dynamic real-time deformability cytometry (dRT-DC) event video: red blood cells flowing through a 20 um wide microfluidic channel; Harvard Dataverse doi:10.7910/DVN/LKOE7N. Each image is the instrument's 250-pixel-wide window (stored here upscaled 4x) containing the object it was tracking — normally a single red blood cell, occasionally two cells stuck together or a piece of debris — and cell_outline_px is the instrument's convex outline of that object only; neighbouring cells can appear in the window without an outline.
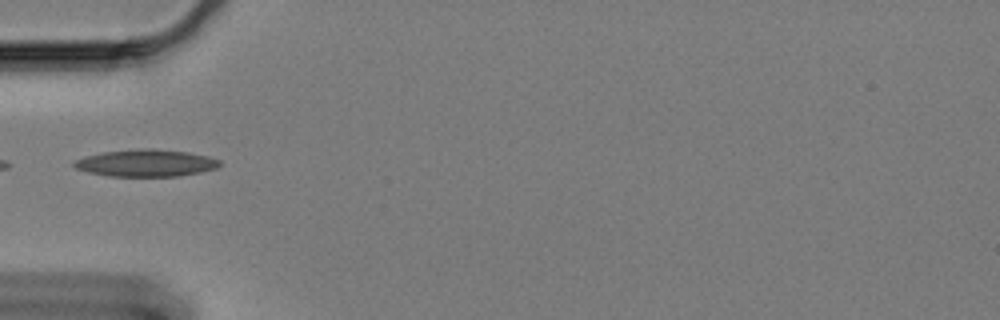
{"species": "Egyptian fruit bat (a non-hibernating species)", "species_latin": "Rousettus aegyptiacus", "temperature_condition": "cold", "stored_images_in_passage": 14, "camera_frame_rate_fps": 3000, "um_per_image_px": 0.085, "animal": {"sex": "female"}, "frame": {"image": 1, "passage_image": 1, "time_ms": 0.0, "image_size_px": [1000, 320], "cell_outline_px": [[220, 164], [216, 168], [200, 172], [180, 176], [108, 176], [88, 172], [76, 168], [72, 164], [76, 160], [84, 156], [104, 152], [144, 148], [152, 148], [188, 152], [208, 156], [220, 160]], "centroid_in_image_um": [12.41, 13.85], "position_along_channel_um": 72.6, "area_um2": 22.89}}
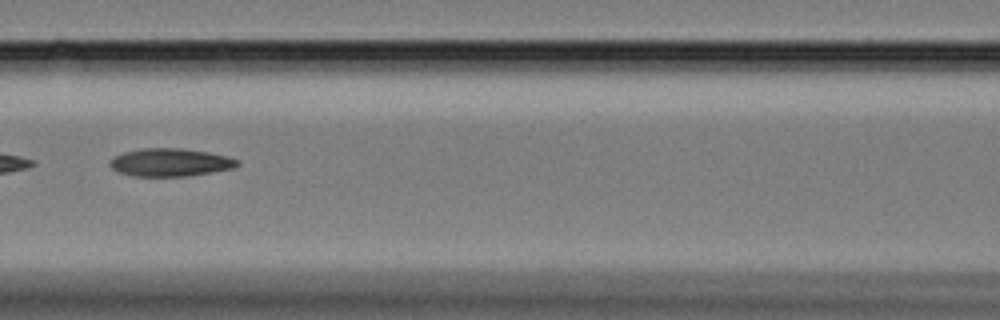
{"frame": {"image": 2, "passage_image": 8, "time_ms": 2.333, "image_size_px": [1000, 320], "cell_outline_px": [[240, 164], [236, 168], [188, 176], [136, 176], [120, 172], [112, 168], [108, 164], [108, 160], [112, 156], [124, 152], [140, 148], [184, 148], [208, 152], [228, 156], [240, 160]], "centroid_in_image_um": [14.49, 13.79], "position_along_channel_um": 152.1, "area_um2": 21.04}}